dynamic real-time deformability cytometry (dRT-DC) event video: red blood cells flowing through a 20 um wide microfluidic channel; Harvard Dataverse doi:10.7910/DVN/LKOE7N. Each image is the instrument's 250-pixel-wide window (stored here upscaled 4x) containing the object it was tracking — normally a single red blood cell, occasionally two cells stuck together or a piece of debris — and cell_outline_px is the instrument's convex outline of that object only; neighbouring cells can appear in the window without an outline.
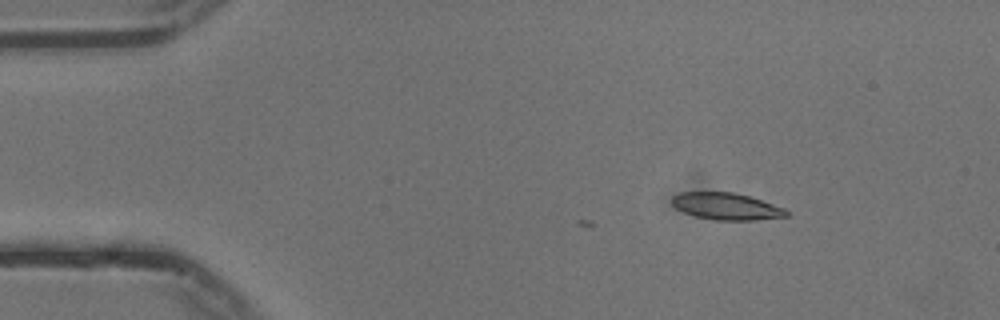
{"species": "common noctule bat (a hibernating species)", "species_latin": "Nyctalus noctula", "temperature_condition": "cold", "stored_images_in_passage": 6, "camera_frame_rate_fps": 3000, "um_per_image_px": 0.085, "animal": {"sex": "male", "body_mass_g": 13.3}, "frame": {"image": 1, "passage_image": 1, "time_ms": 0.0, "image_size_px": [1000, 320], "cell_outline_px": [[792, 216], [756, 220], [716, 220], [696, 216], [684, 212], [676, 208], [672, 204], [672, 196], [680, 192], [732, 192], [748, 196], [784, 208]], "centroid_in_image_um": [61.75, 17.54], "position_along_channel_um": 23.3, "area_um2": 17.86}}